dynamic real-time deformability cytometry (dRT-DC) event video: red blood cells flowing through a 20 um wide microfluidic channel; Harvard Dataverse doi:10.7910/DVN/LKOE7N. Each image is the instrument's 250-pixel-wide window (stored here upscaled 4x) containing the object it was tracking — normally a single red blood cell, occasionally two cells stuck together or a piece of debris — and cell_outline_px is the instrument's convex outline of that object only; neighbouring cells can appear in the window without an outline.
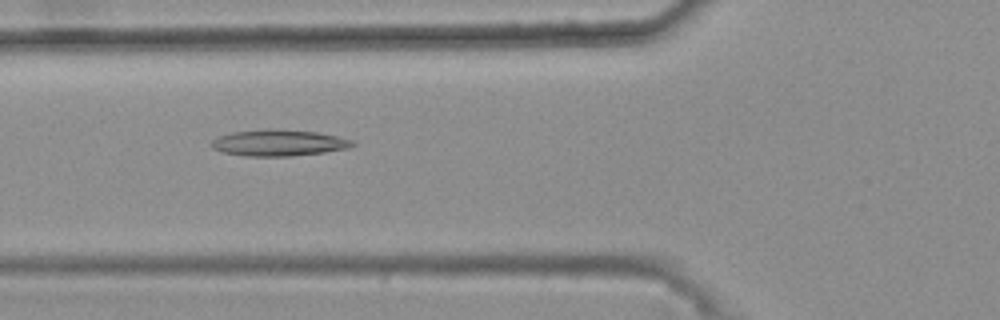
{"species": "common noctule bat (a hibernating species)", "species_latin": "Nyctalus noctula", "temperature_condition": "warm", "stored_images_in_passage": 45, "camera_frame_rate_fps": 3000, "um_per_image_px": 0.085, "animal": {"sex": "female", "body_mass_g": 25.1}, "frame": {"image": 1, "passage_image": 16, "time_ms": 5.0, "image_size_px": [1000, 320], "cell_outline_px": [[356, 144], [348, 148], [324, 152], [292, 156], [244, 156], [224, 152], [212, 148], [208, 144], [212, 140], [220, 136], [232, 132], [268, 128], [272, 128], [316, 132], [356, 140]], "centroid_in_image_um": [23.69, 12.13], "position_along_channel_um": 102.1, "area_um2": 21.79}}
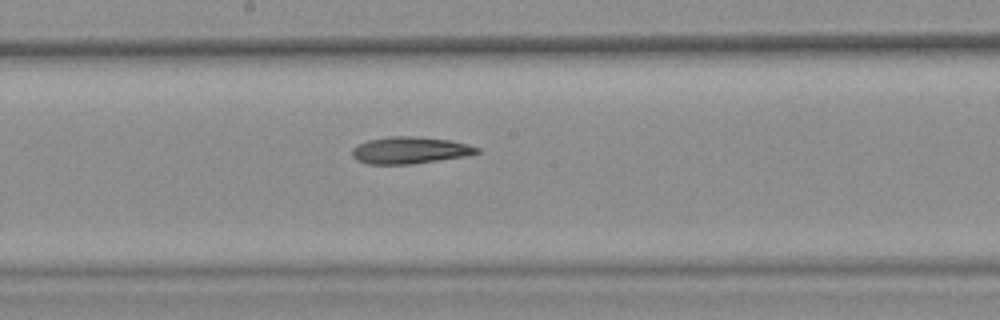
{"frame": {"image": 2, "passage_image": 25, "time_ms": 8.0, "image_size_px": [1000, 320], "cell_outline_px": [[480, 152], [468, 156], [412, 164], [368, 164], [356, 160], [352, 156], [352, 148], [368, 140], [388, 136], [412, 136], [452, 140], [468, 144], [480, 148]], "centroid_in_image_um": [34.87, 12.77], "position_along_channel_um": 213.3, "area_um2": 19.71}}
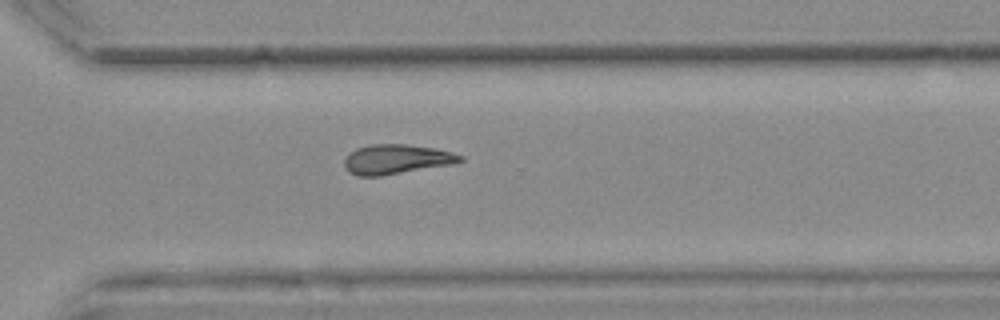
{"frame": {"image": 3, "passage_image": 35, "time_ms": 11.333, "image_size_px": [1000, 320], "cell_outline_px": [[464, 160], [456, 164], [380, 176], [356, 176], [348, 172], [344, 168], [344, 160], [356, 148], [372, 144], [404, 144], [436, 148], [452, 152], [464, 156]], "centroid_in_image_um": [33.73, 13.54], "position_along_channel_um": 336.9, "area_um2": 20.23}}